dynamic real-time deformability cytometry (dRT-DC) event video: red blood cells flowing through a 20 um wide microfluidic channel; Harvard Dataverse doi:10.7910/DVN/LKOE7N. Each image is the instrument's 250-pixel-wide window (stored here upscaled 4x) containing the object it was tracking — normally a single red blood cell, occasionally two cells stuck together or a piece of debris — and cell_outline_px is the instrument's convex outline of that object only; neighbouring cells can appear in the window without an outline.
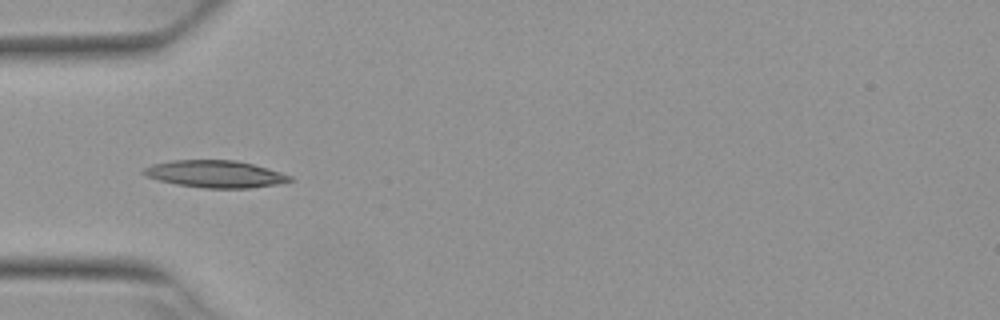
{"species": "Egyptian fruit bat (a non-hibernating species)", "species_latin": "Rousettus aegyptiacus", "temperature_condition": "warm", "stored_images_in_passage": 5, "camera_frame_rate_fps": 3000, "um_per_image_px": 0.085, "animal": {"sex": "female"}, "frame": {"image": 1, "passage_image": 3, "time_ms": 0.667, "image_size_px": [1000, 320], "cell_outline_px": [[292, 180], [280, 184], [248, 188], [204, 188], [176, 184], [144, 176], [140, 172], [144, 168], [152, 164], [172, 160], [236, 160], [268, 168], [292, 176]], "centroid_in_image_um": [18.28, 14.79], "position_along_channel_um": 66.7, "area_um2": 23.18}}
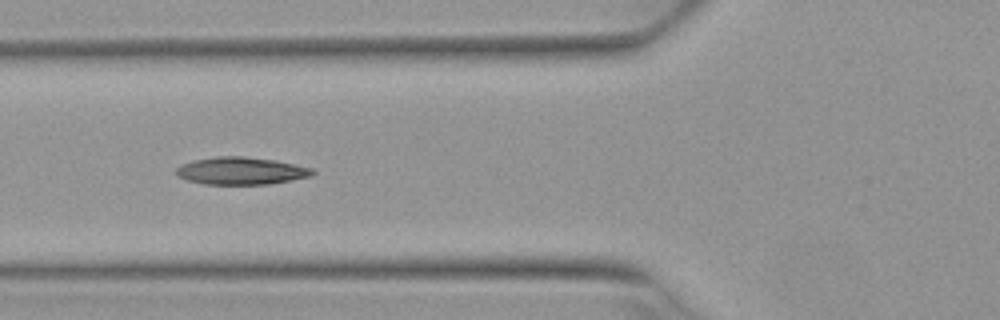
{"frame": {"image": 2, "passage_image": 4, "time_ms": 1.0, "image_size_px": [1000, 320], "cell_outline_px": [[316, 172], [312, 176], [292, 180], [268, 184], [204, 184], [188, 180], [176, 176], [176, 168], [180, 164], [192, 160], [216, 156], [244, 156], [276, 160], [312, 168]], "centroid_in_image_um": [20.48, 14.51], "position_along_channel_um": 105.3, "area_um2": 21.96}}
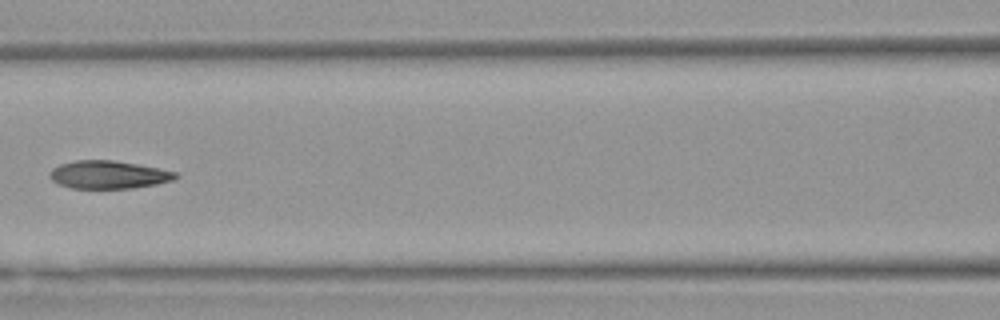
{"frame": {"image": 3, "passage_image": 5, "time_ms": 1.333, "image_size_px": [1000, 320], "cell_outline_px": [[180, 176], [172, 180], [156, 184], [128, 188], [72, 188], [60, 184], [52, 180], [48, 176], [48, 172], [52, 168], [60, 164], [76, 160], [112, 160], [136, 164], [176, 172]], "centroid_in_image_um": [9.18, 14.84], "position_along_channel_um": 157.4, "area_um2": 20.29}}